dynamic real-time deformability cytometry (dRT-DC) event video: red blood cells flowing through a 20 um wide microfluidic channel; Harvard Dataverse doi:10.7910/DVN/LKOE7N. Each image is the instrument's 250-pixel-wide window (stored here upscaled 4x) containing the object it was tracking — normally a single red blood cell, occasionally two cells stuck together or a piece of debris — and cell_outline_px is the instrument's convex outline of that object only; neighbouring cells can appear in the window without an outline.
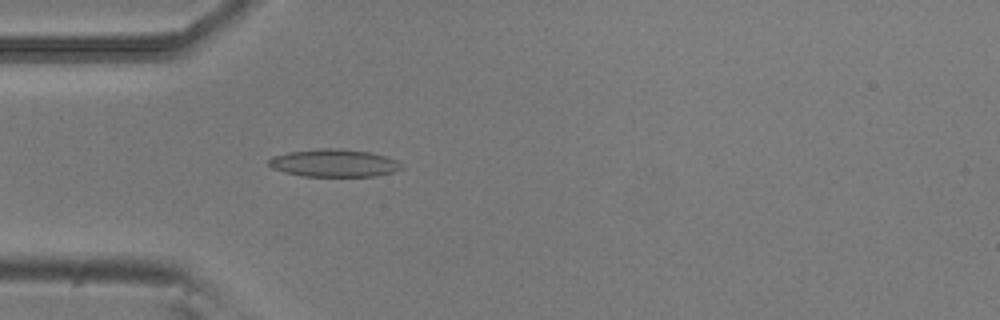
{"species": "common noctule bat (a hibernating species)", "species_latin": "Nyctalus noctula", "temperature_condition": "room temperature", "stored_images_in_passage": 51, "camera_frame_rate_fps": 3000, "um_per_image_px": 0.085, "animal": {"sex": "male", "body_mass_g": 20.5, "forearm_length_mm": 52.5}, "frame": {"image": 1, "passage_image": 14, "time_ms": 4.333, "image_size_px": [1000, 320], "cell_outline_px": [[404, 168], [392, 172], [376, 176], [304, 176], [284, 172], [272, 168], [268, 164], [268, 160], [272, 156], [288, 152], [320, 148], [340, 148], [368, 152], [400, 160], [404, 164]], "centroid_in_image_um": [28.42, 13.85], "position_along_channel_um": 56.6, "area_um2": 21.56}}
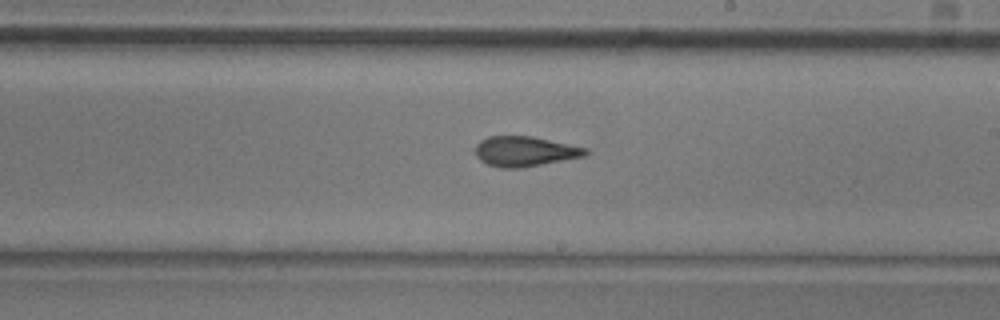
{"frame": {"image": 2, "passage_image": 29, "time_ms": 9.333, "image_size_px": [1000, 320], "cell_outline_px": [[588, 152], [584, 156], [520, 168], [500, 168], [488, 164], [480, 160], [476, 156], [476, 144], [480, 140], [488, 136], [532, 136], [588, 148]], "centroid_in_image_um": [44.59, 12.86], "position_along_channel_um": 244.4, "area_um2": 19.19}}
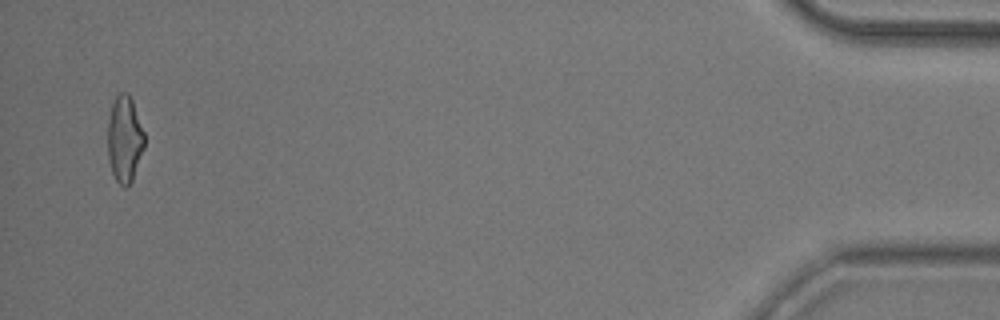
{"frame": {"image": 3, "passage_image": 50, "time_ms": 16.333, "image_size_px": [1000, 320], "cell_outline_px": [[144, 148], [132, 180], [128, 188], [124, 188], [116, 180], [112, 172], [108, 156], [108, 120], [112, 104], [116, 96], [120, 92], [128, 92], [132, 100], [144, 132]], "centroid_in_image_um": [10.59, 11.83], "position_along_channel_um": 424.6, "area_um2": 18.44}, "authors_computed_cell_mechanics": {"area_um2": 19.5364, "velocity_mm_per_s": 3.8079, "shape_relaxation_time_tau1_ms": 4.6969, "shape_relaxation_time_tau2_ms": 2.0844, "deformation_change_tau1": 0.1763, "deformation_change_tau2": 0.1147}}